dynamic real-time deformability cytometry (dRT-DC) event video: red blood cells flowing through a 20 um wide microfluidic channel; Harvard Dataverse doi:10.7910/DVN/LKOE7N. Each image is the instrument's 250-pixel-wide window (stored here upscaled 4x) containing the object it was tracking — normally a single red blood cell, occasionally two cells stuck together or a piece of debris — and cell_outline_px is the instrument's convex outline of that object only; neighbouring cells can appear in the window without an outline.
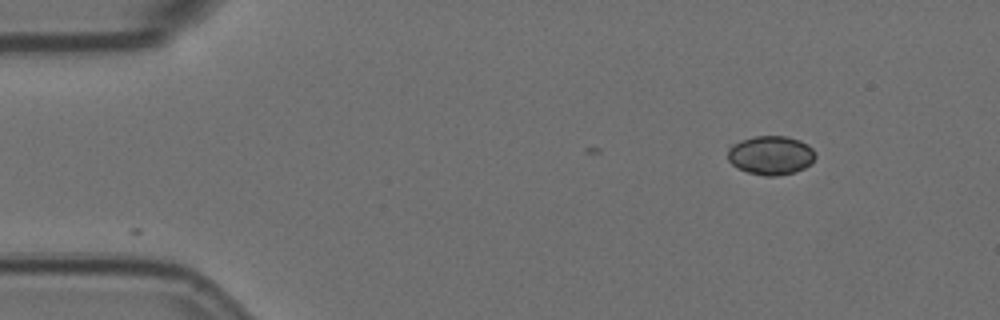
{"species": "Egyptian fruit bat (a non-hibernating species)", "species_latin": "Rousettus aegyptiacus", "temperature_condition": "room temperature", "stored_images_in_passage": 7, "camera_frame_rate_fps": 3000, "um_per_image_px": 0.085, "animal": {"sex": "female"}, "frame": {"image": 1, "passage_image": 1, "time_ms": 0.0, "image_size_px": [1000, 320], "cell_outline_px": [[816, 156], [812, 164], [804, 168], [792, 172], [776, 176], [764, 176], [748, 172], [732, 164], [728, 160], [728, 148], [732, 144], [740, 140], [756, 136], [788, 136], [800, 140], [808, 144], [816, 152]], "centroid_in_image_um": [65.54, 13.18], "position_along_channel_um": 19.5, "area_um2": 20.0}}